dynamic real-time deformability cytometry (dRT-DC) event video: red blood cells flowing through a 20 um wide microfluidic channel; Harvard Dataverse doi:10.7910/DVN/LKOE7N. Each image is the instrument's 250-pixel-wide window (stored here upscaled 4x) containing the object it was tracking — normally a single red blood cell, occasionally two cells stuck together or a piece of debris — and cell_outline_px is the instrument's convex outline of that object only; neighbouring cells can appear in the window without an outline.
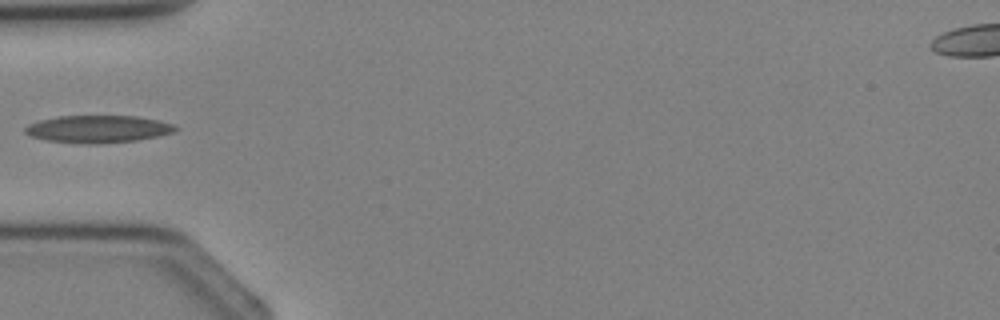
{"species": "Egyptian fruit bat (a non-hibernating species)", "species_latin": "Rousettus aegyptiacus", "temperature_condition": "cold", "stored_images_in_passage": 1, "camera_frame_rate_fps": 3000, "um_per_image_px": 0.085, "animal": {"sex": "female"}, "frame": {"image": 1, "passage_image": 1, "time_ms": 0.0, "image_size_px": [1000, 320], "cell_outline_px": [[180, 128], [172, 132], [156, 136], [136, 140], [100, 144], [88, 144], [44, 140], [28, 136], [24, 132], [24, 128], [28, 124], [40, 120], [60, 116], [136, 116], [160, 120], [172, 124]], "centroid_in_image_um": [8.29, 10.97], "position_along_channel_um": 76.7, "area_um2": 24.04}}